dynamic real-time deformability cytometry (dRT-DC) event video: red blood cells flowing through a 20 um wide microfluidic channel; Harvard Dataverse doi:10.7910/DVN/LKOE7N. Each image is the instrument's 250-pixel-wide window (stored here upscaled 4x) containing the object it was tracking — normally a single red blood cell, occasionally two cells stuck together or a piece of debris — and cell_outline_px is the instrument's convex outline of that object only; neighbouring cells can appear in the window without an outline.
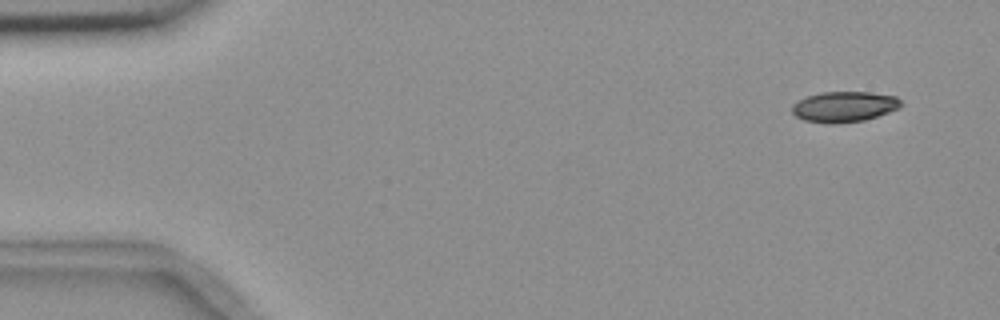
{"species": "common noctule bat (a hibernating species)", "species_latin": "Nyctalus noctula", "temperature_condition": "room temperature", "stored_images_in_passage": 4, "camera_frame_rate_fps": 3000, "um_per_image_px": 0.085, "animal": {"sex": "female", "body_mass_g": 18.4}, "frame": {"image": 1, "passage_image": 1, "time_ms": 0.0, "image_size_px": [1000, 320], "cell_outline_px": [[904, 104], [900, 108], [864, 120], [836, 124], [828, 124], [804, 120], [796, 116], [792, 112], [792, 104], [808, 96], [820, 92], [872, 92], [896, 96]], "centroid_in_image_um": [71.77, 9.07], "position_along_channel_um": 13.2, "area_um2": 19.48}}